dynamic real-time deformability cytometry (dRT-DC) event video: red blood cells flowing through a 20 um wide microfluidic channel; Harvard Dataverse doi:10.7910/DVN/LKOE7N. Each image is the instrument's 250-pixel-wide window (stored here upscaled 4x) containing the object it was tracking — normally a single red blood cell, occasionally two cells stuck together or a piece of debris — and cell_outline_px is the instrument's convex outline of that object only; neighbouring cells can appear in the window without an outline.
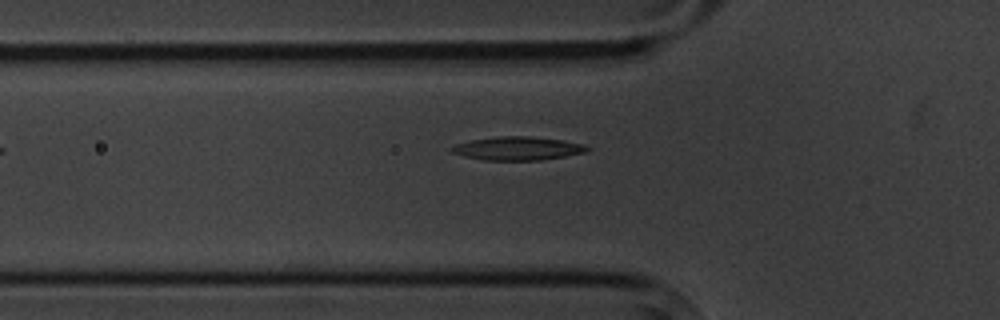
{"species": "common noctule bat (a hibernating species)", "species_latin": "Nyctalus noctula", "temperature_condition": "cold", "stored_images_in_passage": 3, "camera_frame_rate_fps": 3000, "um_per_image_px": 0.085, "animal": {"sex": "male", "body_mass_g": 20.1, "forearm_length_mm": 53.5}, "frame": {"image": 1, "passage_image": 2, "time_ms": 2.0, "image_size_px": [1000, 320], "cell_outline_px": [[592, 148], [588, 152], [540, 160], [484, 160], [464, 156], [452, 152], [448, 148], [456, 144], [468, 140], [500, 136], [532, 136], [564, 140], [584, 144]], "centroid_in_image_um": [44.02, 12.61], "position_along_channel_um": 81.8, "area_um2": 18.73}}
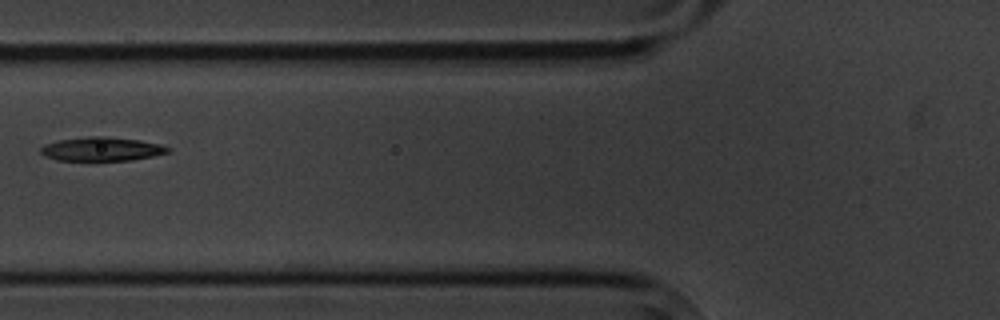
{"frame": {"image": 2, "passage_image": 3, "time_ms": 3.0, "image_size_px": [1000, 320], "cell_outline_px": [[172, 148], [168, 152], [152, 156], [132, 160], [56, 160], [44, 156], [40, 152], [40, 148], [44, 144], [60, 140], [92, 136], [104, 136], [140, 140], [160, 144]], "centroid_in_image_um": [8.64, 12.67], "position_along_channel_um": 117.2, "area_um2": 17.57}}